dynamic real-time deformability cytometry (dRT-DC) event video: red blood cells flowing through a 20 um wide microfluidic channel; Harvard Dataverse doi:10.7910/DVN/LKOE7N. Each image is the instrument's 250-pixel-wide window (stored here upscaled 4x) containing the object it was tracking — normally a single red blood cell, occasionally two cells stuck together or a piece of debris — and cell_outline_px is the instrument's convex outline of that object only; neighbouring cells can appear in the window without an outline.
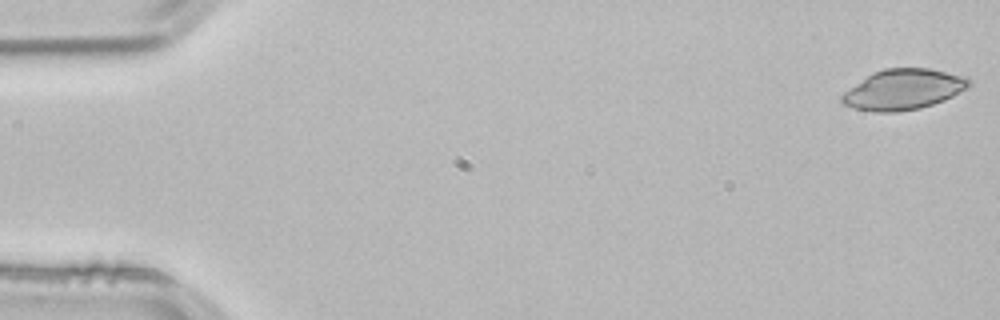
{"species": "common noctule bat (a hibernating species)", "species_latin": "Nyctalus noctula", "temperature_condition": "room temperature", "stored_images_in_passage": 11, "camera_frame_rate_fps": 3000, "um_per_image_px": 0.085, "animal": {"sex": "male", "body_mass_g": 21.5, "forearm_length_mm": 52.0}, "frame": {"image": 1, "passage_image": 1, "time_ms": 0.0, "image_size_px": [1000, 320], "cell_outline_px": [[972, 84], [968, 88], [944, 100], [920, 108], [896, 112], [876, 112], [856, 108], [844, 104], [840, 100], [840, 96], [844, 92], [872, 72], [884, 68], [928, 68], [968, 76]], "centroid_in_image_um": [76.82, 7.59], "position_along_channel_um": 8.2, "area_um2": 30.0}}